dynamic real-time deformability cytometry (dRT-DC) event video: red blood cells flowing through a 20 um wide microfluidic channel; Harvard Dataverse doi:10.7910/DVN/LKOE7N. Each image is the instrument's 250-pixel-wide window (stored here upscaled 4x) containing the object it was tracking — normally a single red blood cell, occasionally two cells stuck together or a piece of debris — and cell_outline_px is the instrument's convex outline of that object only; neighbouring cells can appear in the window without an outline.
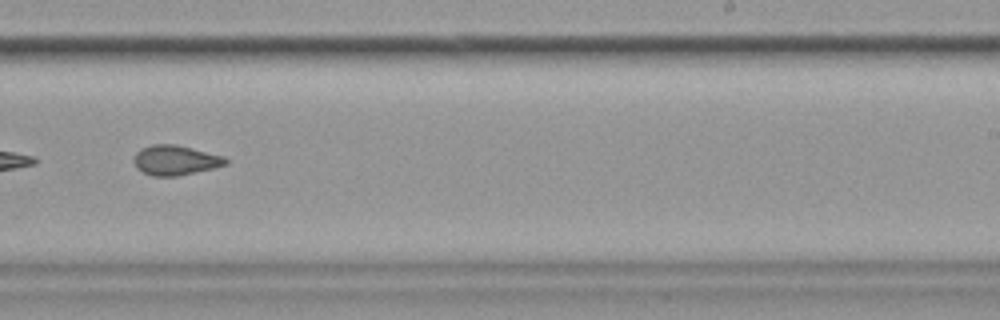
{"species": "common noctule bat (a hibernating species)", "species_latin": "Nyctalus noctula", "temperature_condition": "cold", "stored_images_in_passage": 43, "segment_of_instrument_passage": [2, 2], "camera_frame_rate_fps": 3000, "um_per_image_px": 0.085, "animal": {"sex": "female", "body_mass_g": 19.9}, "frame": {"image": 1, "passage_image": 25, "time_ms": 8.0, "image_size_px": [1000, 320], "cell_outline_px": [[228, 164], [212, 168], [176, 176], [152, 176], [136, 168], [132, 160], [132, 156], [140, 148], [152, 144], [176, 144], [224, 156], [228, 160]], "centroid_in_image_um": [14.86, 13.6], "position_along_channel_um": 274.1, "area_um2": 16.07}}
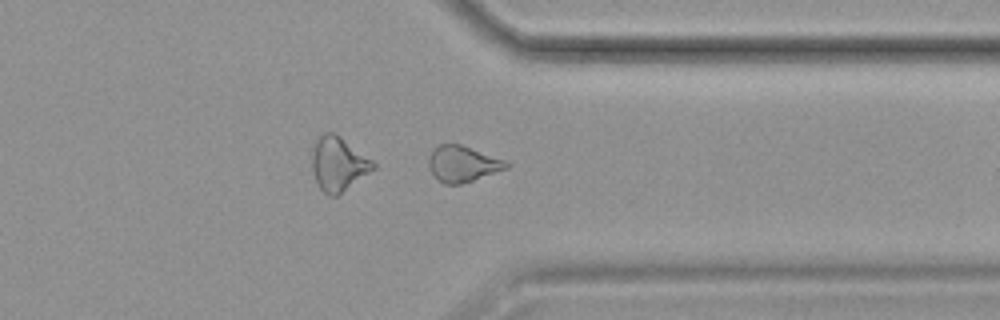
{"frame": {"image": 2, "passage_image": 33, "time_ms": 10.667, "image_size_px": [1000, 320], "cell_outline_px": [[508, 168], [460, 184], [444, 184], [432, 172], [428, 164], [428, 160], [432, 152], [440, 144], [460, 144], [504, 160], [508, 164]], "centroid_in_image_um": [39.32, 13.93], "position_along_channel_um": 372.1, "area_um2": 15.72}}